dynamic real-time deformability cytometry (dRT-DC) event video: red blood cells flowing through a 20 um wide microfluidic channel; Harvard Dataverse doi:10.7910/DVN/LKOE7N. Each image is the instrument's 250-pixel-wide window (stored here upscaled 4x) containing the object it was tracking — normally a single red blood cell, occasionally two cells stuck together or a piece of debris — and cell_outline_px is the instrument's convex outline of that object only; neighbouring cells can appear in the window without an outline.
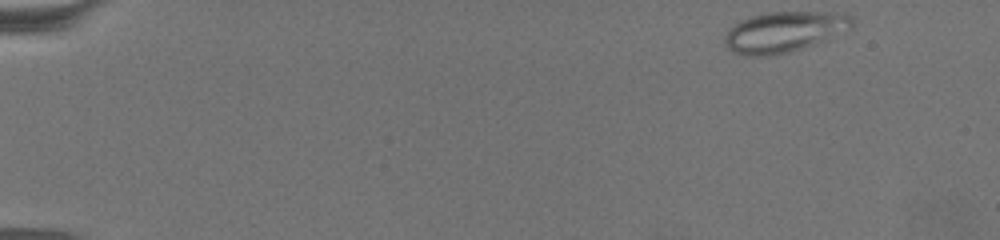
{"species": "common noctule bat (a hibernating species)", "species_latin": "Nyctalus noctula", "temperature_condition": "warm", "stored_images_in_passage": 57, "camera_frame_rate_fps": 3000, "um_per_image_px": 0.085, "animal": {"sex": "female", "body_mass_g": 19.5, "forearm_length_mm": 54.1}, "frame": {"image": 1, "passage_image": 1, "time_ms": 0.0, "image_size_px": [1000, 240], "cell_outline_px": [[856, 24], [852, 28], [828, 40], [804, 48], [788, 52], [768, 56], [740, 56], [728, 48], [724, 44], [724, 36], [740, 20], [752, 16], [768, 12], [848, 12], [856, 16]], "centroid_in_image_um": [66.77, 2.7], "position_along_channel_um": 18.2, "area_um2": 30.87}}
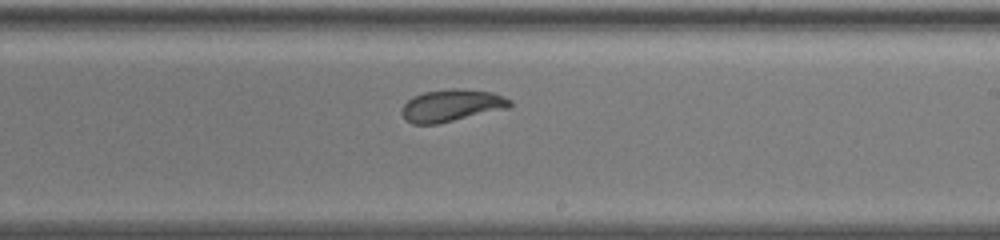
{"frame": {"image": 2, "passage_image": 33, "time_ms": 10.667, "image_size_px": [1000, 240], "cell_outline_px": [[512, 104], [508, 108], [436, 124], [412, 124], [400, 112], [400, 108], [412, 96], [424, 92], [452, 88], [456, 88], [492, 92], [504, 96], [512, 100]], "centroid_in_image_um": [38.37, 8.95], "position_along_channel_um": 250.6, "area_um2": 20.17}}
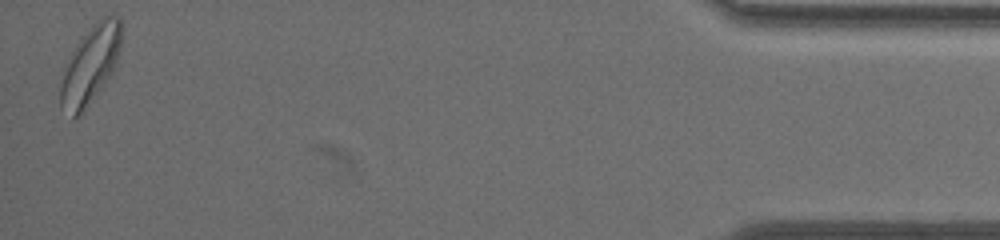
{"frame": {"image": 3, "passage_image": 56, "time_ms": 18.333, "image_size_px": [1000, 240], "cell_outline_px": [[124, 28], [116, 64], [112, 72], [104, 84], [80, 116], [72, 120], [60, 108], [60, 84], [64, 72], [72, 52], [76, 44], [100, 16], [120, 16]], "centroid_in_image_um": [7.7, 5.52], "position_along_channel_um": 427.5, "area_um2": 27.8}, "authors_computed_cell_mechanics": {"area_um2": 21.6172, "velocity_mm_per_s": 3.0602, "shape_relaxation_time_tau1_ms": 3.6419, "shape_relaxation_time_tau2_ms": 1.3447, "deformation_change_tau1": 0.1177, "deformation_change_tau2": 0.0726}}